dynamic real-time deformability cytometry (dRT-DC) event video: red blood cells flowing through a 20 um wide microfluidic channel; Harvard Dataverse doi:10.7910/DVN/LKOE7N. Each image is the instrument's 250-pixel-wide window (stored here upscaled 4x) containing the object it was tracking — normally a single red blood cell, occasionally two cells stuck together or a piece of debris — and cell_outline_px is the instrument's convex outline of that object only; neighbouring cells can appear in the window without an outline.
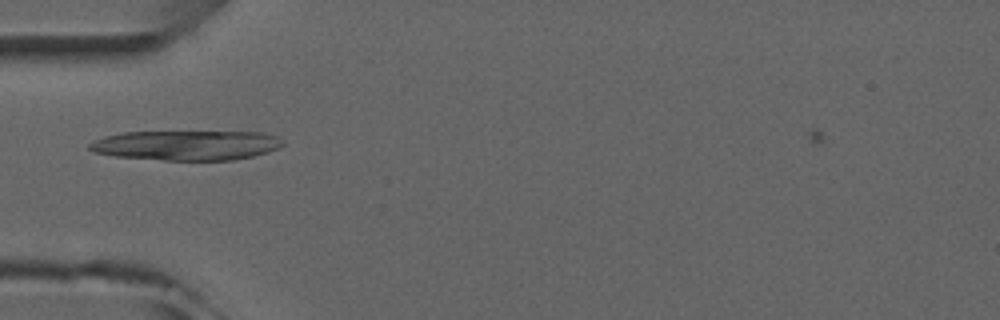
{"species": "common noctule bat (a hibernating species)", "species_latin": "Nyctalus noctula", "temperature_condition": "room temperature", "stored_images_in_passage": 3, "camera_frame_rate_fps": 3000, "um_per_image_px": 0.085, "animal": {"sex": "male", "forearm_length_mm": 52.5}, "frame": {"image": 1, "passage_image": 3, "time_ms": 2.333, "image_size_px": [1000, 320], "cell_outline_px": [[284, 144], [268, 152], [252, 156], [232, 160], [164, 160], [116, 156], [96, 152], [88, 148], [88, 144], [104, 136], [124, 132], [264, 132], [276, 136], [284, 140]], "centroid_in_image_um": [15.88, 12.34], "position_along_channel_um": 69.1, "area_um2": 33.41}}